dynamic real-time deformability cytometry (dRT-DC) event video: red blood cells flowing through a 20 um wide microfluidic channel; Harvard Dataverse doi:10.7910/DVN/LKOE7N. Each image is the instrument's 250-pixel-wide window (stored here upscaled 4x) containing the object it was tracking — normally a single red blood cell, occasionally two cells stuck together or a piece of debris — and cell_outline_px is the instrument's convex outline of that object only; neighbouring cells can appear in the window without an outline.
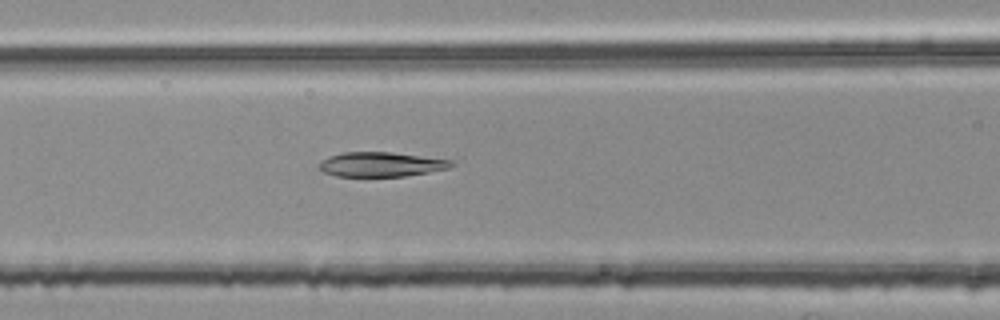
{"species": "common noctule bat (a hibernating species)", "species_latin": "Nyctalus noctula", "temperature_condition": "room temperature", "stored_images_in_passage": 39, "camera_frame_rate_fps": 3000, "um_per_image_px": 0.085, "animal": {"sex": "female", "body_mass_g": 25.1}, "frame": {"image": 1, "passage_image": 8, "time_ms": 2.333, "image_size_px": [1000, 320], "cell_outline_px": [[456, 164], [448, 168], [428, 172], [404, 176], [336, 176], [324, 172], [320, 168], [320, 164], [328, 156], [344, 152], [392, 152], [452, 160]], "centroid_in_image_um": [32.42, 13.96], "position_along_channel_um": 134.2, "area_um2": 18.73}}
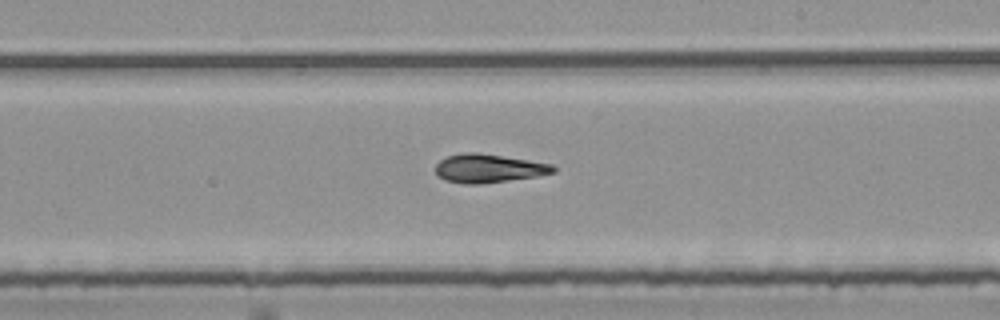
{"frame": {"image": 2, "passage_image": 17, "time_ms": 5.333, "image_size_px": [1000, 320], "cell_outline_px": [[556, 172], [536, 176], [480, 184], [464, 184], [444, 180], [436, 172], [436, 164], [440, 160], [448, 156], [460, 152], [476, 152], [528, 160], [552, 164], [556, 168]], "centroid_in_image_um": [41.51, 14.31], "position_along_channel_um": 247.5, "area_um2": 19.48}}
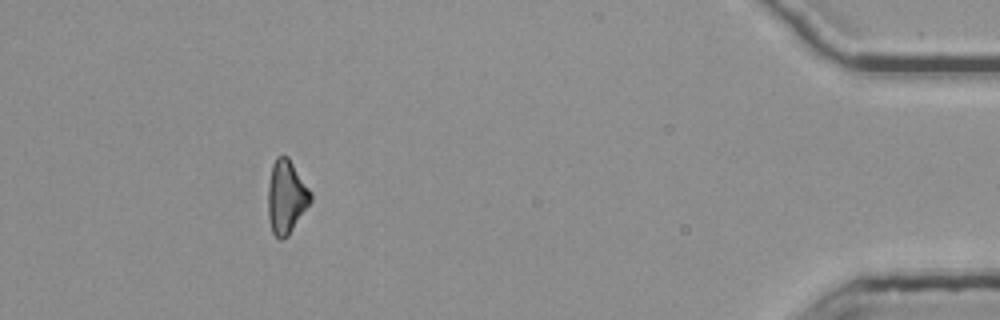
{"frame": {"image": 3, "passage_image": 35, "time_ms": 11.333, "image_size_px": [1000, 320], "cell_outline_px": [[312, 200], [288, 236], [280, 240], [272, 232], [268, 216], [268, 184], [272, 164], [276, 156], [288, 156], [312, 192]], "centroid_in_image_um": [24.33, 16.72], "position_along_channel_um": 410.9, "area_um2": 18.32}, "authors_computed_cell_mechanics": {"area_um2": 18.9006, "velocity_mm_per_s": 3.7818, "shape_relaxation_time_tau1_ms": null, "shape_relaxation_time_tau2_ms": 2.9389, "deformation_change_tau1": null, "deformation_change_tau2": 0.094}}